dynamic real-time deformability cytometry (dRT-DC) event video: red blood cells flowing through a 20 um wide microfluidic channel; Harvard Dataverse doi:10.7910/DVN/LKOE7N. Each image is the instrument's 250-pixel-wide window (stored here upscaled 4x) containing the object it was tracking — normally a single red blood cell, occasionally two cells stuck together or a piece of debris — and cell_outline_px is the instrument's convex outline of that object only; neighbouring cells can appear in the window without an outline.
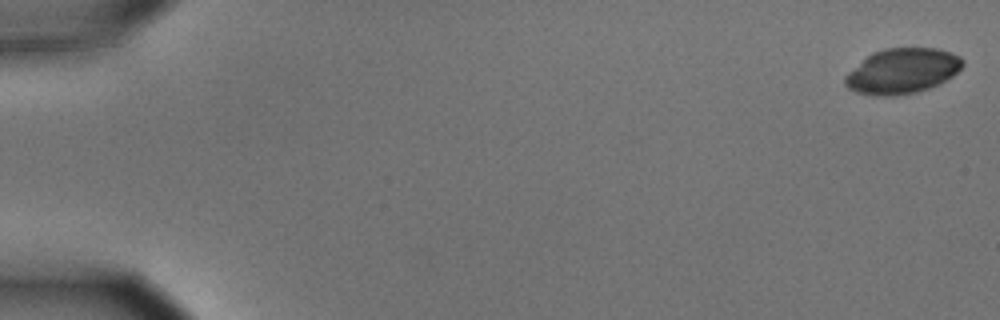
{"species": "common noctule bat (a hibernating species)", "species_latin": "Nyctalus noctula", "temperature_condition": "cold", "stored_images_in_passage": 56, "camera_frame_rate_fps": 3000, "um_per_image_px": 0.085, "animal": {"sex": "male", "body_mass_g": 15.6}, "frame": {"image": 1, "passage_image": 1, "time_ms": 0.0, "image_size_px": [1000, 320], "cell_outline_px": [[964, 64], [952, 76], [928, 88], [916, 92], [896, 96], [872, 96], [856, 92], [848, 88], [844, 84], [844, 76], [848, 72], [872, 52], [884, 48], [936, 48], [960, 56], [964, 60]], "centroid_in_image_um": [76.65, 6.04], "position_along_channel_um": 8.3, "area_um2": 30.92}}
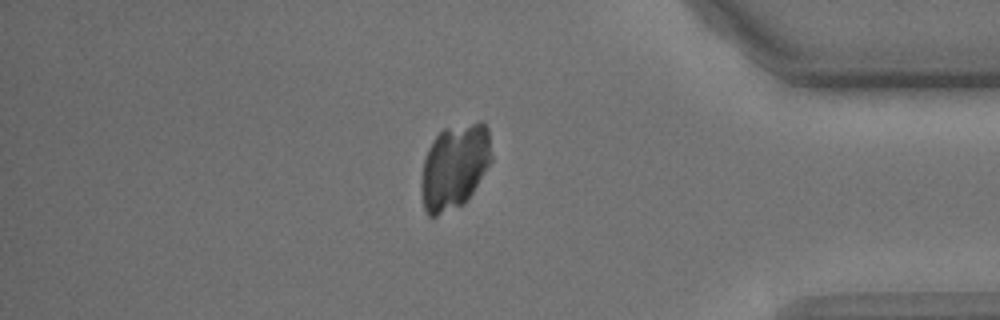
{"frame": {"image": 2, "passage_image": 48, "time_ms": 15.667, "image_size_px": [1000, 320], "cell_outline_px": [[492, 160], [472, 192], [464, 204], [436, 216], [428, 216], [424, 212], [420, 188], [420, 180], [424, 160], [428, 148], [432, 140], [444, 128], [480, 120], [484, 120], [488, 128], [492, 156]], "centroid_in_image_um": [38.62, 14.14], "position_along_channel_um": 396.6, "area_um2": 35.26}}
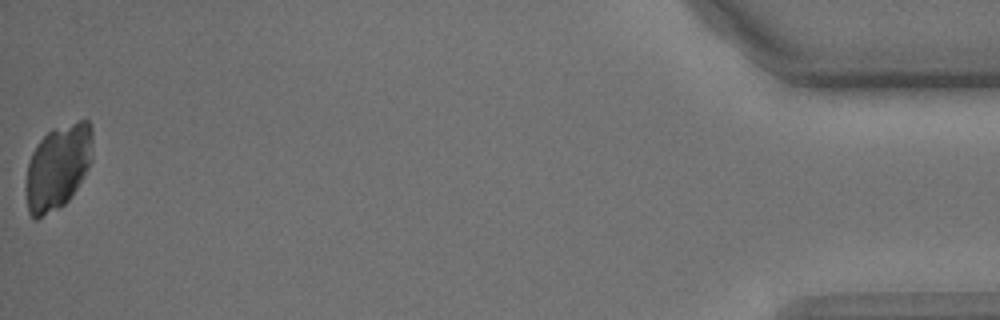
{"frame": {"image": 3, "passage_image": 56, "time_ms": 18.333, "image_size_px": [1000, 320], "cell_outline_px": [[92, 160], [84, 176], [68, 200], [64, 204], [36, 220], [28, 212], [24, 188], [28, 164], [32, 152], [40, 140], [52, 128], [80, 120], [88, 120], [92, 128]], "centroid_in_image_um": [4.91, 14.19], "position_along_channel_um": 430.3, "area_um2": 33.12}}